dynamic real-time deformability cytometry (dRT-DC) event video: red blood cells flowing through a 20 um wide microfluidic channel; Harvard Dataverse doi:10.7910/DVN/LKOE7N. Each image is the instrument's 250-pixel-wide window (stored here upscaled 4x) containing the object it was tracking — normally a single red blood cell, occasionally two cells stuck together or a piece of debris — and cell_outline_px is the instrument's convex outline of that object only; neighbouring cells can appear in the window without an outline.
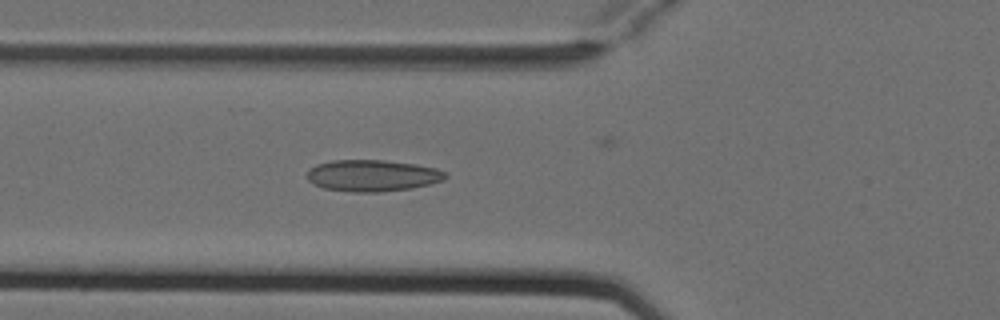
{"species": "Egyptian fruit bat (a non-hibernating species)", "species_latin": "Rousettus aegyptiacus", "temperature_condition": "cold", "stored_images_in_passage": 7, "camera_frame_rate_fps": 3000, "um_per_image_px": 0.085, "animal": {"sex": "female"}, "frame": {"image": 1, "passage_image": 7, "time_ms": 2.0, "image_size_px": [1000, 320], "cell_outline_px": [[448, 176], [444, 180], [412, 188], [380, 192], [352, 192], [324, 188], [312, 184], [308, 180], [308, 172], [316, 164], [332, 160], [384, 160], [416, 164], [436, 168], [444, 172]], "centroid_in_image_um": [31.66, 14.92], "position_along_channel_um": 94.1, "area_um2": 25.43}}